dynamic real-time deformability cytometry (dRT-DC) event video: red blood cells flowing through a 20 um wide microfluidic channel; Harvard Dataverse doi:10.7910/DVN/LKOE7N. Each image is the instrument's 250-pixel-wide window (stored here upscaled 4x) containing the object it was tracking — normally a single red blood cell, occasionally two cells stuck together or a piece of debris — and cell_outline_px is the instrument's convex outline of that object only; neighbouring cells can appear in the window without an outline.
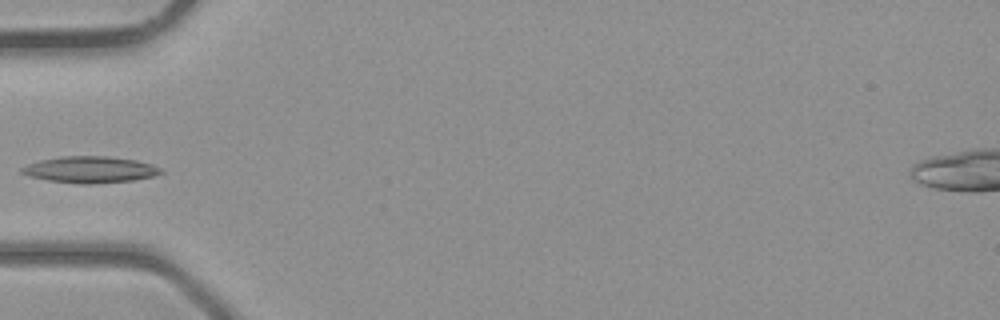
{"species": "common noctule bat (a hibernating species)", "species_latin": "Nyctalus noctula", "temperature_condition": "room temperature", "stored_images_in_passage": 26, "camera_frame_rate_fps": 3000, "um_per_image_px": 0.085, "animal": {"sex": "male", "body_mass_g": 23.1, "forearm_length_mm": 52.7}, "frame": {"image": 1, "passage_image": 1, "time_ms": 0.0, "image_size_px": [1000, 320], "cell_outline_px": [[164, 172], [156, 176], [132, 180], [96, 184], [80, 184], [48, 180], [28, 176], [20, 172], [20, 168], [28, 164], [40, 160], [60, 156], [108, 156], [136, 160], [152, 164], [160, 168]], "centroid_in_image_um": [7.66, 14.42], "position_along_channel_um": 77.3, "area_um2": 21.62}}
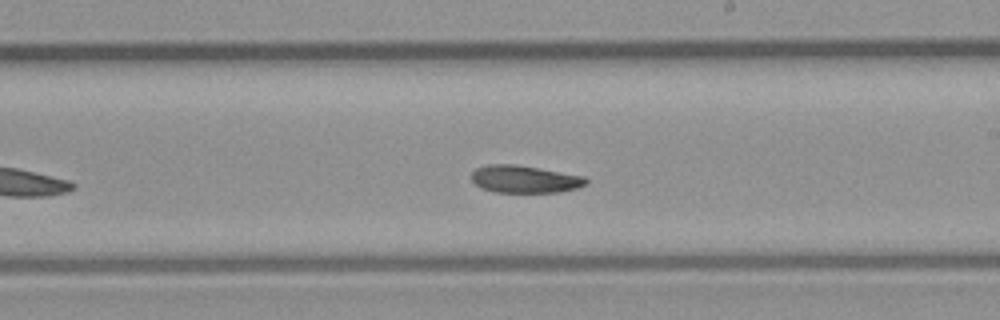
{"frame": {"image": 2, "passage_image": 11, "time_ms": 3.333, "image_size_px": [1000, 320], "cell_outline_px": [[588, 184], [576, 188], [560, 192], [496, 192], [480, 188], [472, 180], [472, 172], [476, 168], [488, 164], [512, 164], [584, 176], [588, 180]], "centroid_in_image_um": [44.59, 15.23], "position_along_channel_um": 244.4, "area_um2": 18.15}}
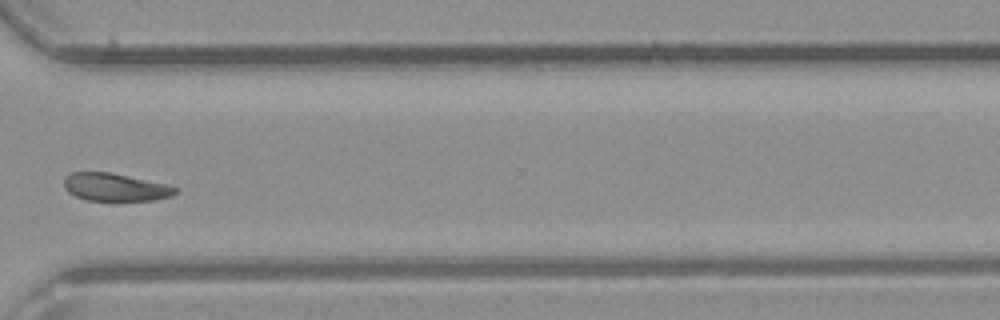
{"frame": {"image": 3, "passage_image": 18, "time_ms": 5.667, "image_size_px": [1000, 320], "cell_outline_px": [[180, 188], [172, 196], [152, 200], [84, 200], [68, 192], [64, 188], [64, 176], [72, 172], [108, 172], [164, 184]], "centroid_in_image_um": [9.75, 15.91], "position_along_channel_um": 360.9, "area_um2": 17.8}}